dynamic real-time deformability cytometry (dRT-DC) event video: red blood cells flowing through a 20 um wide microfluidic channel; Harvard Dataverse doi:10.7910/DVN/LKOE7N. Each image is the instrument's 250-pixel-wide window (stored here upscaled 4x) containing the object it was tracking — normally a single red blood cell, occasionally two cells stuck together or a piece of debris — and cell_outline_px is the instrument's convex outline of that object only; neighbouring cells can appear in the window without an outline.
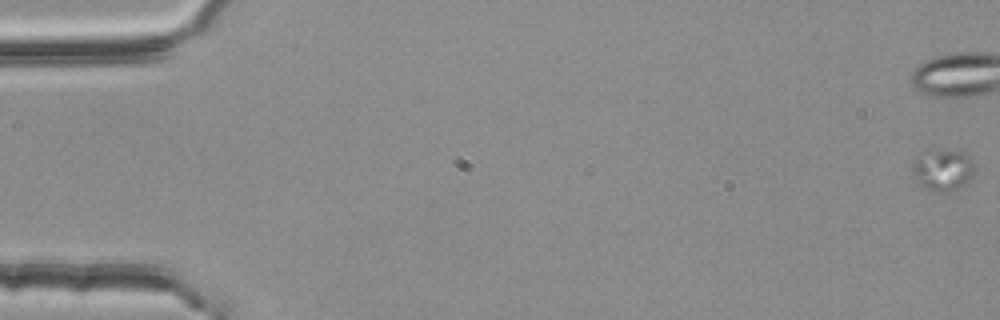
{"species": "common noctule bat (a hibernating species)", "species_latin": "Nyctalus noctula", "temperature_condition": "room temperature", "stored_images_in_passage": 15, "camera_frame_rate_fps": 3000, "um_per_image_px": 0.085, "animal": {"sex": "female", "body_mass_g": 25.1}, "frame": {"image": 1, "passage_image": 1, "time_ms": 0.0, "image_size_px": [1000, 320], "cell_outline_px": [[976, 168], [968, 184], [952, 192], [940, 192], [920, 184], [912, 168], [920, 152], [924, 148], [928, 148], [960, 152], [976, 164]], "centroid_in_image_um": [80.19, 14.42], "position_along_channel_um": 4.8, "area_um2": 15.09}}